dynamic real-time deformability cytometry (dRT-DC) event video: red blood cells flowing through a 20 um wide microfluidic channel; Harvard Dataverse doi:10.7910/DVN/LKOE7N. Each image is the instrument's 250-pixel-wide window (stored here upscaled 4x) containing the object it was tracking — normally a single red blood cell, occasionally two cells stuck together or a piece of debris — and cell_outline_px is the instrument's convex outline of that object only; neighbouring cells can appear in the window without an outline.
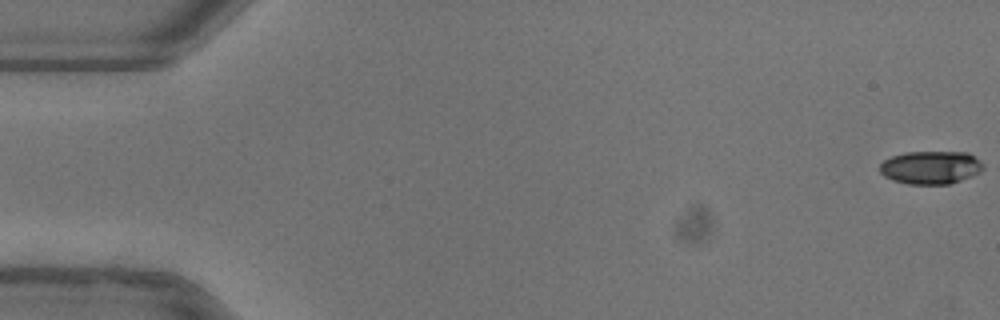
{"species": "common noctule bat (a hibernating species)", "species_latin": "Nyctalus noctula", "temperature_condition": "warm", "stored_images_in_passage": 53, "camera_frame_rate_fps": 3000, "um_per_image_px": 0.085, "animal": {"sex": "female"}, "frame": {"image": 1, "passage_image": 1, "time_ms": 0.0, "image_size_px": [1000, 320], "cell_outline_px": [[984, 168], [980, 172], [972, 176], [948, 184], [908, 184], [892, 180], [884, 176], [880, 172], [880, 164], [884, 160], [892, 156], [904, 152], [968, 152], [980, 160], [984, 164]], "centroid_in_image_um": [79.12, 14.23], "position_along_channel_um": 5.9, "area_um2": 20.06}}
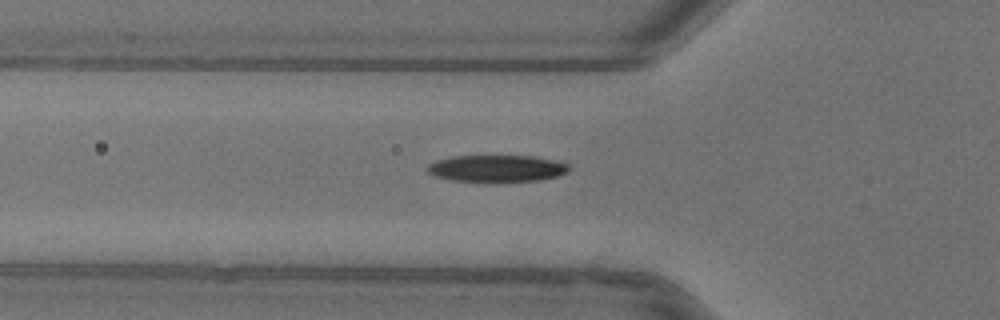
{"frame": {"image": 2, "passage_image": 19, "time_ms": 6.0, "image_size_px": [1000, 320], "cell_outline_px": [[568, 172], [556, 176], [540, 180], [452, 180], [436, 176], [428, 172], [428, 164], [436, 160], [452, 156], [532, 156], [552, 160], [568, 164]], "centroid_in_image_um": [42.21, 14.29], "position_along_channel_um": 83.6, "area_um2": 21.39}}
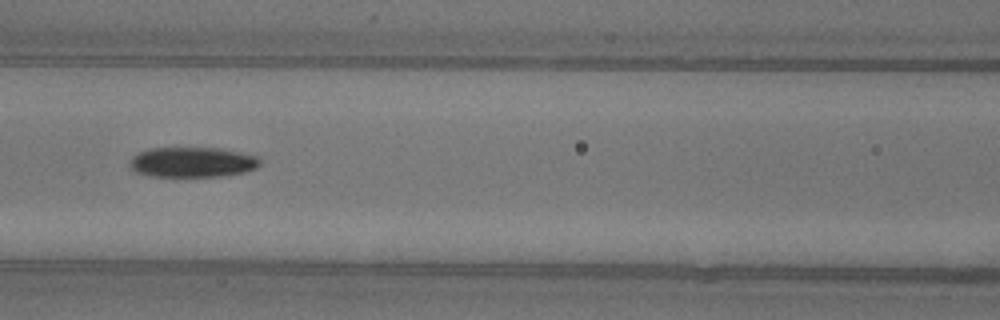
{"frame": {"image": 3, "passage_image": 24, "time_ms": 7.667, "image_size_px": [1000, 320], "cell_outline_px": [[260, 164], [256, 168], [244, 172], [220, 176], [148, 176], [136, 172], [128, 164], [132, 156], [148, 148], [224, 148], [260, 156]], "centroid_in_image_um": [16.37, 13.77], "position_along_channel_um": 150.2, "area_um2": 23.06}, "authors_computed_cell_mechanics": {"area_um2": 21.9062, "velocity_mm_per_s": 3.9367, "shape_relaxation_time_tau1_ms": 2.8667, "shape_relaxation_time_tau2_ms": null, "deformation_change_tau1": 0.1537, "deformation_change_tau2": null}}